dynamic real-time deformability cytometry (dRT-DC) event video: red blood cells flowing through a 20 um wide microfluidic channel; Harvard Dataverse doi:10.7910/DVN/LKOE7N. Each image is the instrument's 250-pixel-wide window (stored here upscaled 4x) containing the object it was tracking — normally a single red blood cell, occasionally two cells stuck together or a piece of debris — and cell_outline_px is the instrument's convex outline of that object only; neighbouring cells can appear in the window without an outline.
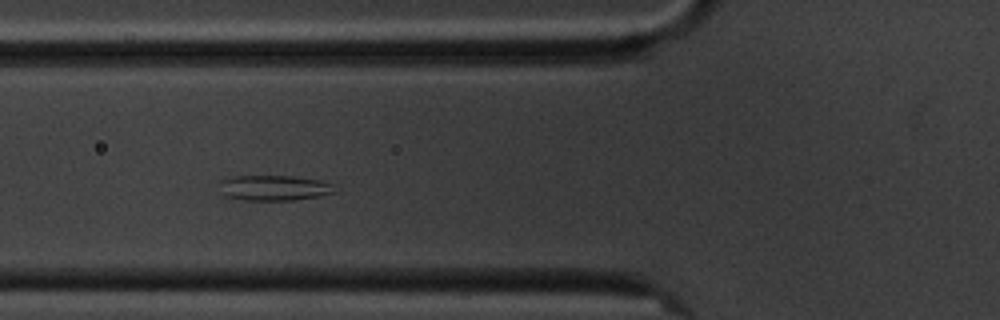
{"species": "common noctule bat (a hibernating species)", "species_latin": "Nyctalus noctula", "temperature_condition": "cold", "stored_images_in_passage": 7, "camera_frame_rate_fps": 3000, "um_per_image_px": 0.085, "animal": {"sex": "male", "body_mass_g": 20.1, "forearm_length_mm": 53.5}, "frame": {"image": 1, "passage_image": 5, "time_ms": 5.333, "image_size_px": [1000, 320], "cell_outline_px": [[336, 192], [320, 196], [296, 200], [240, 200], [224, 196], [220, 192], [220, 180], [232, 176], [292, 176], [320, 180], [336, 184]], "centroid_in_image_um": [23.31, 15.97], "position_along_channel_um": 102.5, "area_um2": 17.4}}